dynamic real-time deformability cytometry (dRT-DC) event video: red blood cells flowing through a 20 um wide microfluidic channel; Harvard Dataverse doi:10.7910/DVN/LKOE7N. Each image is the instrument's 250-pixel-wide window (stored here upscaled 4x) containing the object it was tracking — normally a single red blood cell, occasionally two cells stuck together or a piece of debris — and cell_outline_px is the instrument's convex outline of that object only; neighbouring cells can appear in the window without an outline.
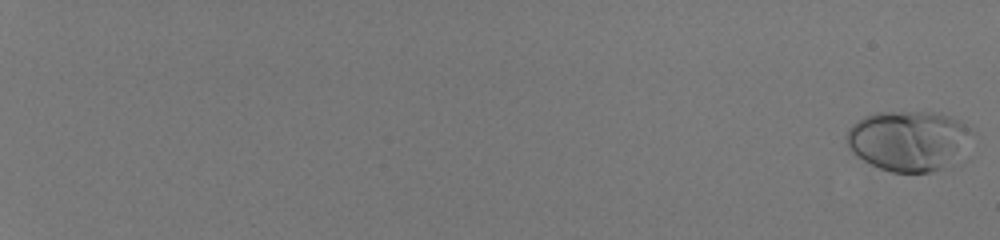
{"species": "human", "species_latin": "Homo sapiens", "temperature_condition": "room temperature", "stored_images_in_passage": 57, "camera_frame_rate_fps": 3000, "um_per_image_px": 0.085, "donor": {"sex": "male"}, "frame": {"image": 1, "passage_image": 1, "time_ms": 0.0, "image_size_px": [1000, 240], "cell_outline_px": [[972, 132], [940, 168], [932, 172], [892, 172], [880, 168], [864, 160], [852, 152], [848, 148], [848, 128], [852, 124], [864, 116], [876, 112], [940, 112], [960, 120]], "centroid_in_image_um": [77.08, 11.9], "position_along_channel_um": 7.9, "area_um2": 42.37}}
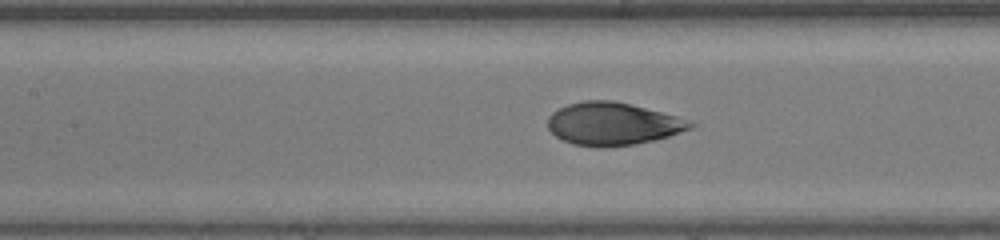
{"frame": {"image": 2, "passage_image": 33, "time_ms": 10.667, "image_size_px": [1000, 240], "cell_outline_px": [[696, 124], [692, 128], [668, 136], [636, 144], [608, 148], [596, 148], [572, 144], [556, 136], [548, 128], [548, 116], [552, 112], [568, 104], [584, 100], [612, 100], [632, 104], [676, 116]], "centroid_in_image_um": [52.05, 10.53], "position_along_channel_um": 155.3, "area_um2": 35.55}}
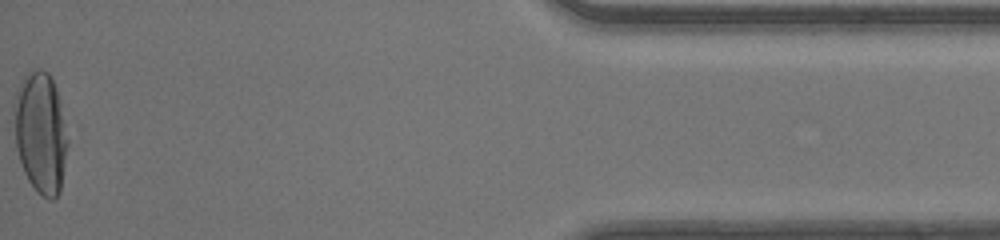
{"frame": {"image": 3, "passage_image": 57, "time_ms": 18.667, "image_size_px": [1000, 240], "cell_outline_px": [[72, 132], [60, 192], [52, 200], [48, 200], [28, 180], [24, 172], [16, 148], [12, 104], [16, 92], [24, 76], [32, 68], [40, 68], [48, 72], [56, 88], [72, 128]], "centroid_in_image_um": [3.53, 11.22], "position_along_channel_um": 431.7, "area_um2": 39.65}, "authors_computed_cell_mechanics": {"area_um2": 36.414, "velocity_mm_per_s": 4.1659, "shape_relaxation_time_tau1_ms": 4.9558, "shape_relaxation_time_tau2_ms": null, "deformation_change_tau1": 0.2388, "deformation_change_tau2": null}}